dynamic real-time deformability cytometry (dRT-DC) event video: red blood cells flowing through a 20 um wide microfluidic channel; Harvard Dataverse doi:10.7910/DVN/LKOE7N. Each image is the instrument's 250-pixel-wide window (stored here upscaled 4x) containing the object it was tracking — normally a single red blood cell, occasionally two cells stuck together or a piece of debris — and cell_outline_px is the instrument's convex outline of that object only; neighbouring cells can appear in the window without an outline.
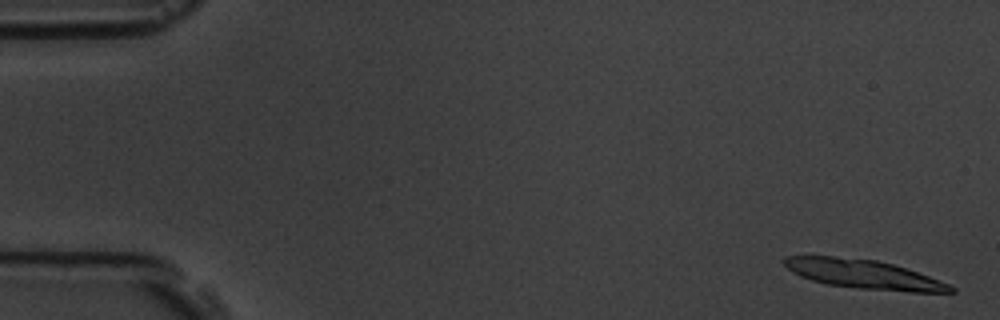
{"species": "common noctule bat (a hibernating species)", "species_latin": "Nyctalus noctula", "temperature_condition": "room temperature", "stored_images_in_passage": 5, "camera_frame_rate_fps": 3000, "um_per_image_px": 0.085, "animal": {"sex": "male", "body_mass_g": 19.5, "forearm_length_mm": 54.6}, "frame": {"image": 1, "passage_image": 1, "time_ms": 0.0, "image_size_px": [1000, 320], "cell_outline_px": [[956, 292], [908, 292], [856, 288], [828, 284], [812, 280], [800, 276], [792, 272], [780, 260], [784, 256], [832, 256], [876, 260], [892, 264], [928, 276], [948, 284], [956, 288]], "centroid_in_image_um": [73.37, 23.31], "position_along_channel_um": 11.6, "area_um2": 27.92}}